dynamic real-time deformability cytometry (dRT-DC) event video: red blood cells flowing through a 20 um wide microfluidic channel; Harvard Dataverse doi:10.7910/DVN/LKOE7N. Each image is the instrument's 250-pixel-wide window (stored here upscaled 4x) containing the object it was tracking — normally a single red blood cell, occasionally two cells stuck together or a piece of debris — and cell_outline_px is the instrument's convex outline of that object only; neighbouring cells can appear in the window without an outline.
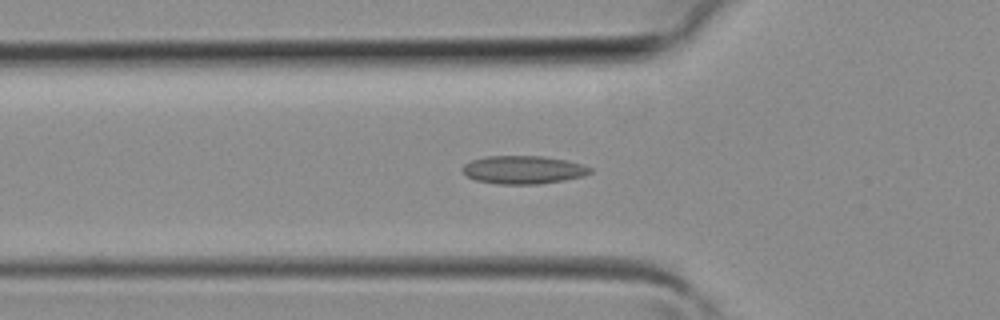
{"species": "common noctule bat (a hibernating species)", "species_latin": "Nyctalus noctula", "temperature_condition": "room temperature", "stored_images_in_passage": 26, "camera_frame_rate_fps": 3000, "um_per_image_px": 0.085, "animal": {"sex": "female", "body_mass_g": 19.3, "forearm_length_mm": 54.1}, "frame": {"image": 1, "passage_image": 5, "time_ms": 1.333, "image_size_px": [1000, 320], "cell_outline_px": [[592, 172], [584, 176], [564, 180], [540, 184], [496, 184], [476, 180], [468, 176], [460, 168], [464, 164], [472, 160], [488, 156], [544, 156], [584, 164], [592, 168]], "centroid_in_image_um": [44.5, 14.43], "position_along_channel_um": 81.3, "area_um2": 20.98}}
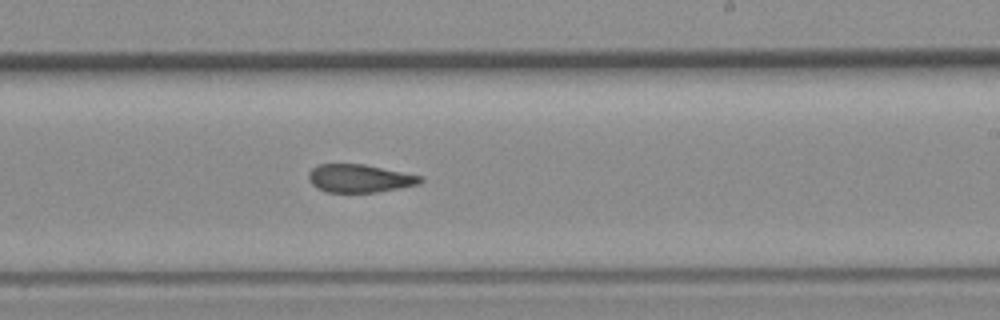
{"frame": {"image": 2, "passage_image": 15, "time_ms": 4.667, "image_size_px": [1000, 320], "cell_outline_px": [[424, 180], [420, 184], [400, 188], [376, 192], [328, 192], [316, 188], [308, 180], [308, 172], [312, 168], [320, 164], [364, 164], [424, 176]], "centroid_in_image_um": [30.58, 15.16], "position_along_channel_um": 258.4, "area_um2": 18.44}}
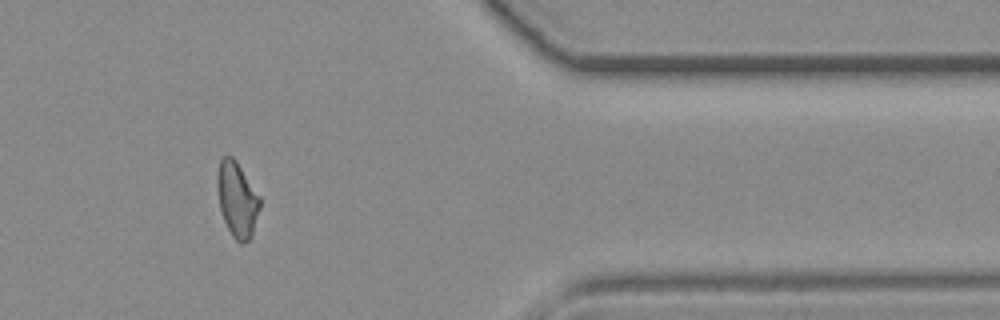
{"frame": {"image": 3, "passage_image": 24, "time_ms": 7.667, "image_size_px": [1000, 320], "cell_outline_px": [[260, 208], [252, 236], [244, 244], [240, 244], [232, 236], [224, 220], [220, 208], [216, 184], [216, 176], [220, 160], [224, 156], [232, 156], [236, 160], [260, 196]], "centroid_in_image_um": [20.16, 16.96], "position_along_channel_um": 391.2, "area_um2": 18.79}}